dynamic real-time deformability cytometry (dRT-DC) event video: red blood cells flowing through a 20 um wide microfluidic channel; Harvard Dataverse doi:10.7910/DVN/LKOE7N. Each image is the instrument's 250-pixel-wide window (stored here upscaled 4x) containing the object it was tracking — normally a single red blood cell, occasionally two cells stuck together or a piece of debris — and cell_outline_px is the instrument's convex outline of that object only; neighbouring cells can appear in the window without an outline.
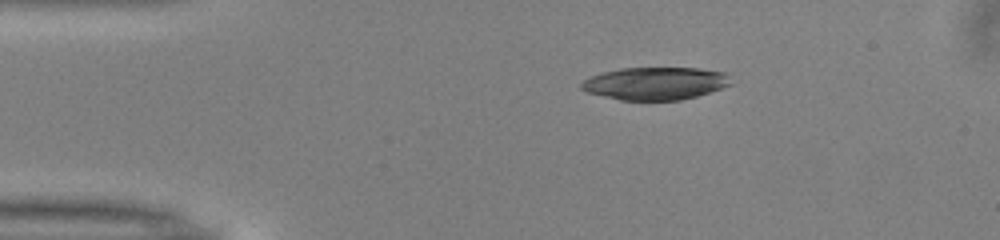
{"species": "common noctule bat (a hibernating species)", "species_latin": "Nyctalus noctula", "temperature_condition": "warm", "stored_images_in_passage": 42, "camera_frame_rate_fps": 3000, "um_per_image_px": 0.085, "animal": {"sex": "male", "body_mass_g": 13.0, "forearm_length_mm": 53.1}, "frame": {"image": 1, "passage_image": 1, "time_ms": 0.0, "image_size_px": [1000, 240], "cell_outline_px": [[732, 84], [696, 96], [680, 100], [620, 100], [588, 92], [580, 88], [580, 84], [584, 80], [592, 76], [604, 72], [620, 68], [700, 68], [724, 72], [728, 76]], "centroid_in_image_um": [55.7, 7.08], "position_along_channel_um": 29.3, "area_um2": 28.21}}